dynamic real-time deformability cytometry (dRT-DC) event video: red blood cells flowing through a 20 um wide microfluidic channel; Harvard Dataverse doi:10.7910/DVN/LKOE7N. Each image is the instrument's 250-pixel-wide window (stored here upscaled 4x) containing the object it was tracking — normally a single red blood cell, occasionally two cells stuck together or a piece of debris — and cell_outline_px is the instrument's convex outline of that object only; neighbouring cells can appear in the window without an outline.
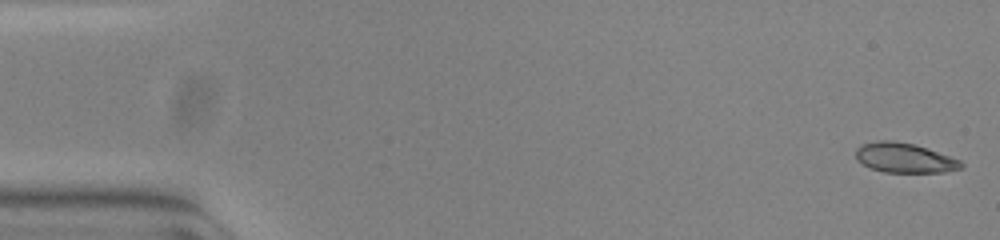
{"species": "common noctule bat (a hibernating species)", "species_latin": "Nyctalus noctula", "temperature_condition": "warm", "stored_images_in_passage": 53, "camera_frame_rate_fps": 3000, "um_per_image_px": 0.085, "animal": {"sex": "female", "body_mass_g": 23.0, "forearm_length_mm": 53.4}, "frame": {"image": 1, "passage_image": 1, "time_ms": 0.0, "image_size_px": [1000, 240], "cell_outline_px": [[964, 168], [944, 172], [884, 172], [872, 168], [856, 160], [856, 148], [864, 144], [880, 140], [892, 140], [912, 144], [960, 160], [964, 164]], "centroid_in_image_um": [76.88, 13.43], "position_along_channel_um": 8.1, "area_um2": 17.92}}
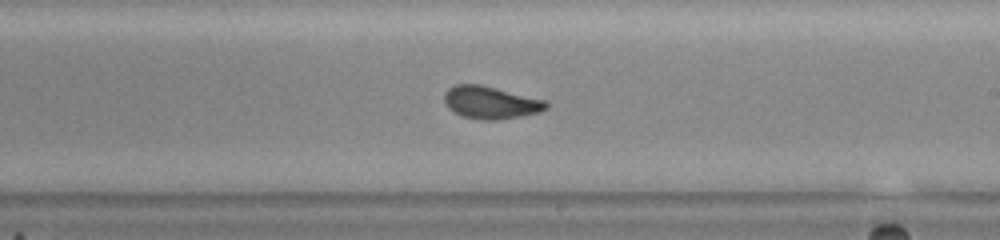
{"frame": {"image": 2, "passage_image": 31, "time_ms": 10.0, "image_size_px": [1000, 240], "cell_outline_px": [[548, 108], [540, 112], [520, 116], [496, 120], [484, 120], [464, 116], [448, 108], [444, 100], [444, 92], [448, 88], [456, 84], [480, 84], [548, 100]], "centroid_in_image_um": [41.74, 8.7], "position_along_channel_um": 247.3, "area_um2": 19.36}}
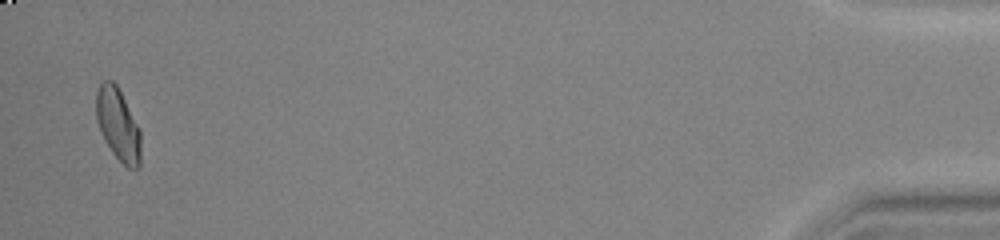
{"frame": {"image": 3, "passage_image": 52, "time_ms": 17.0, "image_size_px": [1000, 240], "cell_outline_px": [[140, 168], [128, 168], [112, 152], [96, 120], [96, 92], [100, 84], [104, 80], [112, 80], [116, 84], [140, 128]], "centroid_in_image_um": [10.04, 10.57], "position_along_channel_um": 425.2, "area_um2": 18.5}, "authors_computed_cell_mechanics": {"area_um2": 18.8428, "velocity_mm_per_s": 3.8305, "shape_relaxation_time_tau1_ms": 5.2807, "shape_relaxation_time_tau2_ms": 0.7753, "deformation_change_tau1": 0.165, "deformation_change_tau2": 0.0609}}